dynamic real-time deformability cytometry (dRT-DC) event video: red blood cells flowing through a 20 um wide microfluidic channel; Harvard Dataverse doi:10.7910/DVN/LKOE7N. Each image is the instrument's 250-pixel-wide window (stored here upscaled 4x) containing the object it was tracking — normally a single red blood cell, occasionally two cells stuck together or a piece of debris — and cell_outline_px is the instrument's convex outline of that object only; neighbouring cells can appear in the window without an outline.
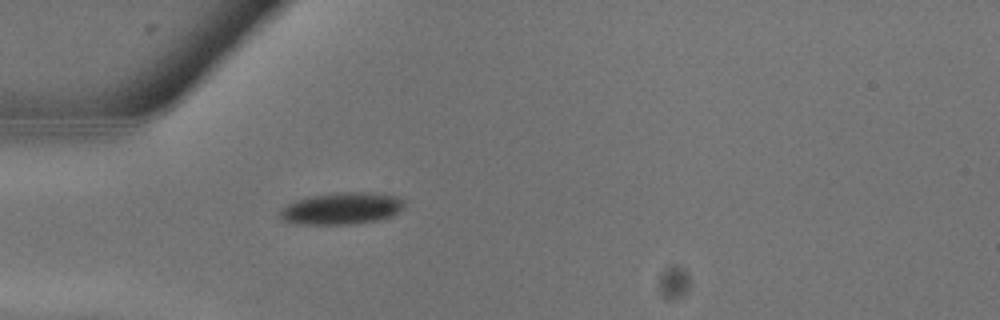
{"species": "common noctule bat (a hibernating species)", "species_latin": "Nyctalus noctula", "temperature_condition": "warm", "stored_images_in_passage": 6, "camera_frame_rate_fps": 3000, "um_per_image_px": 0.085, "animal": {"sex": "male", "body_mass_g": 13.3}, "frame": {"image": 1, "passage_image": 1, "time_ms": 0.0, "image_size_px": [1000, 320], "cell_outline_px": [[404, 204], [400, 212], [392, 216], [380, 220], [348, 224], [300, 224], [284, 220], [280, 216], [280, 212], [288, 204], [296, 200], [312, 196], [332, 192], [372, 192], [396, 196], [404, 200]], "centroid_in_image_um": [29.1, 17.71], "position_along_channel_um": 55.9, "area_um2": 23.06}}
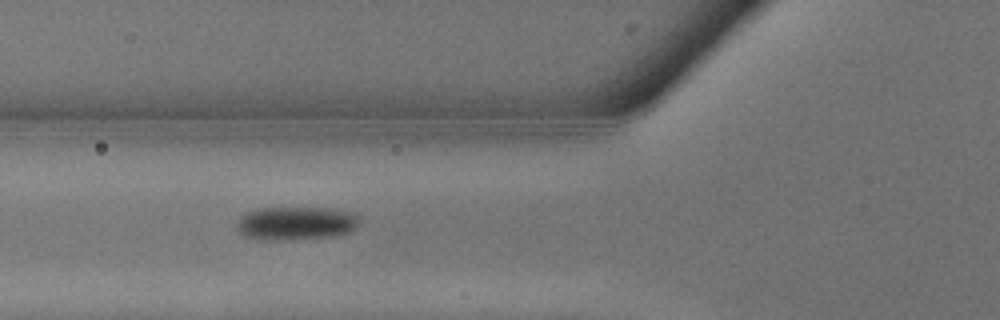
{"frame": {"image": 2, "passage_image": 3, "time_ms": 0.667, "image_size_px": [1000, 320], "cell_outline_px": [[360, 224], [356, 228], [348, 232], [336, 236], [288, 240], [256, 240], [244, 236], [236, 228], [236, 224], [240, 216], [248, 212], [260, 208], [332, 208], [352, 212], [360, 216]], "centroid_in_image_um": [25.17, 18.99], "position_along_channel_um": 100.6, "area_um2": 24.33}}
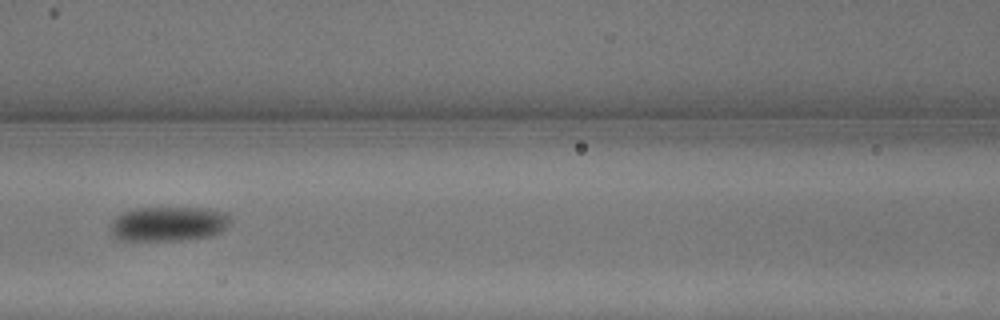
{"frame": {"image": 3, "passage_image": 5, "time_ms": 1.333, "image_size_px": [1000, 320], "cell_outline_px": [[232, 220], [220, 232], [212, 236], [180, 240], [120, 240], [112, 236], [112, 220], [116, 216], [124, 212], [136, 208], [208, 208], [224, 212]], "centroid_in_image_um": [14.33, 19.02], "position_along_channel_um": 152.3, "area_um2": 24.1}}